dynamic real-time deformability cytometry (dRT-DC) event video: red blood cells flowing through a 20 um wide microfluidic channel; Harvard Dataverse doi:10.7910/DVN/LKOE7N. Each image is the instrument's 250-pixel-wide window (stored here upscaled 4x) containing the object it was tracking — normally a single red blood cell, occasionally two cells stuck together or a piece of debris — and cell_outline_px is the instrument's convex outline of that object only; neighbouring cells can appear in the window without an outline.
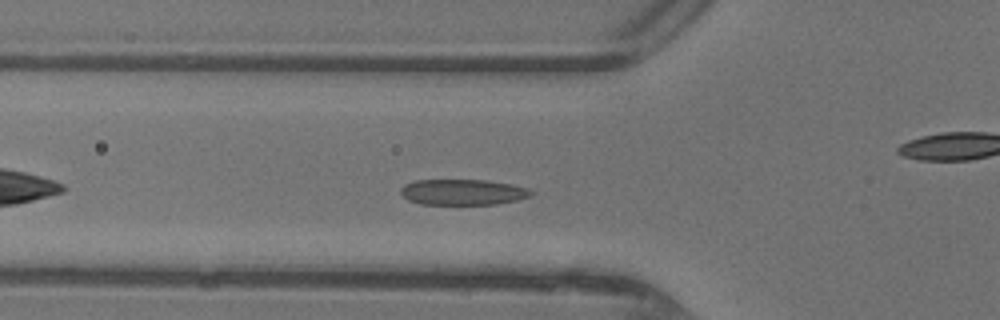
{"species": "common noctule bat (a hibernating species)", "species_latin": "Nyctalus noctula", "temperature_condition": "warm", "stored_images_in_passage": 37, "camera_frame_rate_fps": 3000, "um_per_image_px": 0.085, "animal": {"sex": "female"}, "frame": {"image": 1, "passage_image": 6, "time_ms": 1.667, "image_size_px": [1000, 320], "cell_outline_px": [[532, 196], [516, 200], [496, 204], [420, 204], [408, 200], [400, 192], [400, 188], [404, 184], [416, 180], [488, 180], [528, 188], [532, 192]], "centroid_in_image_um": [39.31, 16.33], "position_along_channel_um": 86.5, "area_um2": 19.48}}
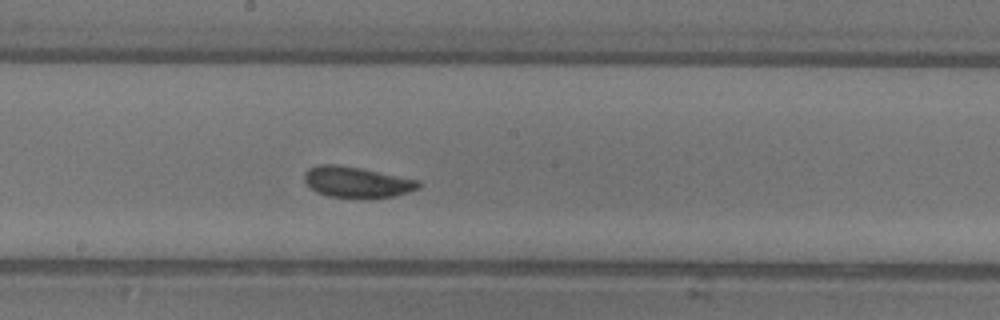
{"frame": {"image": 2, "passage_image": 15, "time_ms": 4.667, "image_size_px": [1000, 320], "cell_outline_px": [[420, 188], [396, 196], [368, 200], [328, 196], [316, 192], [304, 180], [304, 172], [308, 168], [316, 164], [336, 164], [360, 168], [420, 180]], "centroid_in_image_um": [30.34, 15.5], "position_along_channel_um": 217.9, "area_um2": 21.1}}
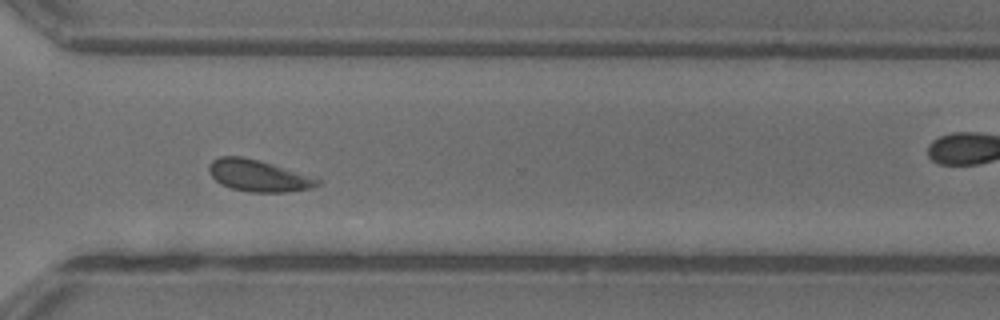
{"frame": {"image": 3, "passage_image": 24, "time_ms": 7.667, "image_size_px": [1000, 320], "cell_outline_px": [[324, 180], [320, 184], [312, 188], [288, 192], [248, 192], [232, 188], [220, 184], [208, 172], [208, 164], [212, 160], [220, 156], [240, 156], [272, 164]], "centroid_in_image_um": [21.96, 14.94], "position_along_channel_um": 348.6, "area_um2": 20.0}, "authors_computed_cell_mechanics": {"area_um2": 19.8254, "velocity_mm_per_s": 4.3662, "shape_relaxation_time_tau1_ms": 2.3205, "shape_relaxation_time_tau2_ms": 0.9229, "deformation_change_tau1": 0.106, "deformation_change_tau2": 0.0633}}